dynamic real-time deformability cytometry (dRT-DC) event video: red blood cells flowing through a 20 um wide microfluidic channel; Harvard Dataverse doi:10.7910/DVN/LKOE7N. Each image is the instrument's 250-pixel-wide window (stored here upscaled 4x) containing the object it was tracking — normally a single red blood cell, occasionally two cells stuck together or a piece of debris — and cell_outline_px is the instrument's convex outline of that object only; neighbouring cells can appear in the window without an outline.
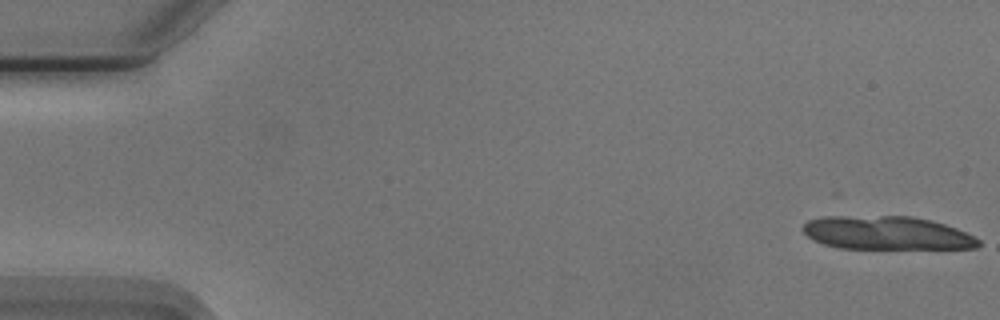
{"species": "Egyptian fruit bat (a non-hibernating species)", "species_latin": "Rousettus aegyptiacus", "temperature_condition": "cold", "stored_images_in_passage": 8, "camera_frame_rate_fps": 3000, "um_per_image_px": 0.085, "animal": {"sex": "male"}, "frame": {"image": 1, "passage_image": 1, "time_ms": 0.0, "image_size_px": [1000, 320], "cell_outline_px": [[980, 244], [976, 248], [836, 248], [812, 240], [800, 228], [808, 220], [824, 216], [912, 216], [932, 220], [956, 228], [980, 240]], "centroid_in_image_um": [75.32, 19.79], "position_along_channel_um": 9.7, "area_um2": 34.16}}